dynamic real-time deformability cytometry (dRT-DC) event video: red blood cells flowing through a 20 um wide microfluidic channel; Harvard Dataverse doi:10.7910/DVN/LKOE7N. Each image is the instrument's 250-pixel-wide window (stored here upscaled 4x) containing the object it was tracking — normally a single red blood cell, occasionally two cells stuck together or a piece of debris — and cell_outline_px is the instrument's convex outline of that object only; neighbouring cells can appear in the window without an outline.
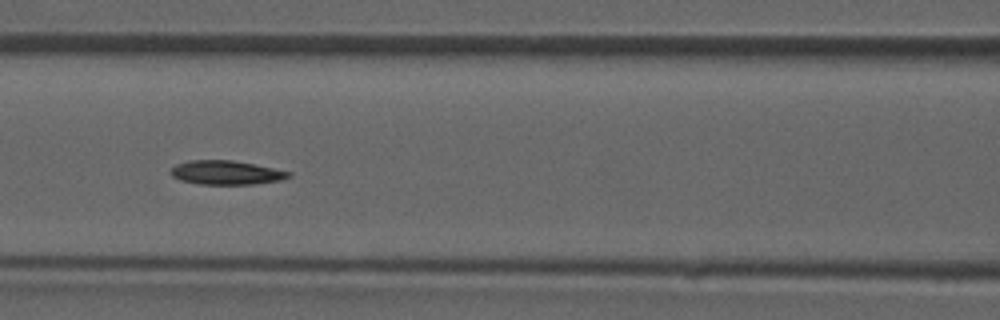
{"species": "common noctule bat (a hibernating species)", "species_latin": "Nyctalus noctula", "temperature_condition": "room temperature", "stored_images_in_passage": 49, "camera_frame_rate_fps": 3000, "um_per_image_px": 0.085, "animal": {"sex": "male", "forearm_length_mm": 52.5}, "frame": {"image": 1, "passage_image": 22, "time_ms": 7.0, "image_size_px": [1000, 320], "cell_outline_px": [[292, 176], [280, 180], [252, 184], [200, 184], [180, 180], [172, 176], [168, 172], [176, 164], [188, 160], [232, 160], [256, 164], [292, 172]], "centroid_in_image_um": [19.21, 14.66], "position_along_channel_um": 147.4, "area_um2": 16.59}}